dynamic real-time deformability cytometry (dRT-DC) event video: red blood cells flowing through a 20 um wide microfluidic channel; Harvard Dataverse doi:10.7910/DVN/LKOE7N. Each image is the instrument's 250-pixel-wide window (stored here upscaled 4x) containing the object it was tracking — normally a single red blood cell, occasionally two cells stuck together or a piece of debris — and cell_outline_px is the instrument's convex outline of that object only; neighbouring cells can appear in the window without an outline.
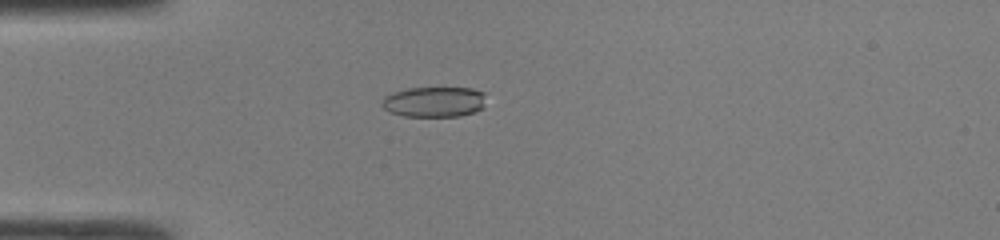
{"species": "common noctule bat (a hibernating species)", "species_latin": "Nyctalus noctula", "temperature_condition": "room temperature", "stored_images_in_passage": 48, "camera_frame_rate_fps": 3000, "um_per_image_px": 0.085, "animal": {"sex": "male", "body_mass_g": 19.0, "forearm_length_mm": 50.8}, "frame": {"image": 1, "passage_image": 14, "time_ms": 4.333, "image_size_px": [1000, 240], "cell_outline_px": [[484, 92], [480, 108], [476, 112], [460, 116], [404, 116], [392, 112], [384, 108], [380, 104], [380, 100], [384, 96], [392, 92], [408, 88], [472, 88]], "centroid_in_image_um": [36.84, 8.65], "position_along_channel_um": 48.2, "area_um2": 18.32}}
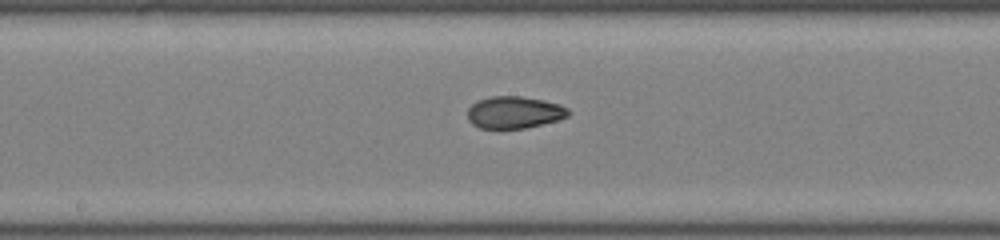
{"frame": {"image": 2, "passage_image": 26, "time_ms": 8.333, "image_size_px": [1000, 240], "cell_outline_px": [[572, 112], [568, 116], [556, 120], [524, 128], [480, 128], [472, 124], [468, 120], [468, 108], [472, 104], [480, 100], [492, 96], [520, 96], [544, 100], [560, 104], [568, 108]], "centroid_in_image_um": [43.73, 9.54], "position_along_channel_um": 204.5, "area_um2": 18.73}}
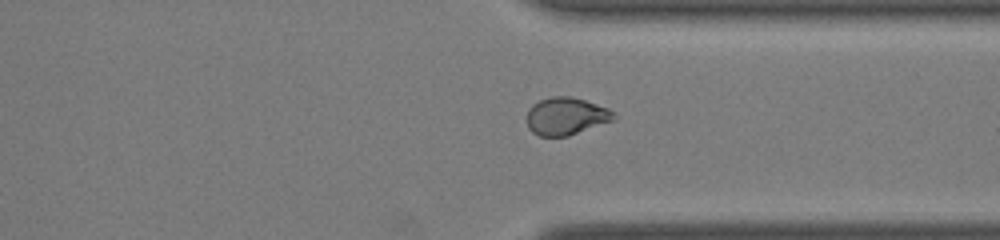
{"frame": {"image": 3, "passage_image": 37, "time_ms": 12.0, "image_size_px": [1000, 240], "cell_outline_px": [[616, 116], [612, 120], [568, 136], [540, 136], [532, 132], [528, 128], [528, 108], [532, 104], [540, 100], [552, 96], [572, 96], [608, 108], [616, 112]], "centroid_in_image_um": [48.1, 9.86], "position_along_channel_um": 363.3, "area_um2": 18.9}, "authors_computed_cell_mechanics": {"area_um2": 19.7676, "velocity_mm_per_s": 4.3079, "shape_relaxation_time_tau1_ms": null, "shape_relaxation_time_tau2_ms": 2.326, "deformation_change_tau1": null, "deformation_change_tau2": 0.074}}